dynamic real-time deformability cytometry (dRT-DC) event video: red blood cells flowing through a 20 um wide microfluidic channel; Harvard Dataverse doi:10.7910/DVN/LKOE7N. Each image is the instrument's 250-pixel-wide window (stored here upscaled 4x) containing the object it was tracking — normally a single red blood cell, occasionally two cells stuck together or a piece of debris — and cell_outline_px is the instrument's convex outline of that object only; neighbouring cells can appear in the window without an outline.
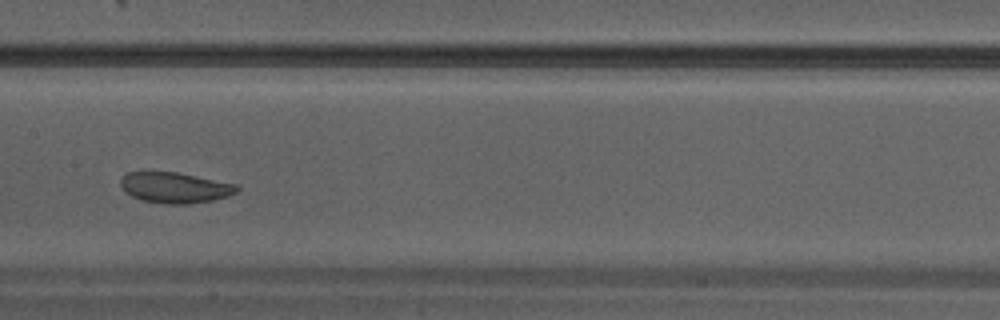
{"species": "Egyptian fruit bat (a non-hibernating species)", "species_latin": "Rousettus aegyptiacus", "temperature_condition": "warm", "stored_images_in_passage": 30, "camera_frame_rate_fps": 3000, "um_per_image_px": 0.085, "animal": {"sex": "male"}, "frame": {"image": 1, "passage_image": 13, "time_ms": 4.0, "image_size_px": [1000, 320], "cell_outline_px": [[240, 188], [236, 192], [228, 196], [212, 200], [188, 204], [164, 204], [140, 200], [124, 192], [120, 184], [120, 180], [128, 172], [176, 172], [236, 184]], "centroid_in_image_um": [14.85, 15.96], "position_along_channel_um": 192.6, "area_um2": 20.75}}